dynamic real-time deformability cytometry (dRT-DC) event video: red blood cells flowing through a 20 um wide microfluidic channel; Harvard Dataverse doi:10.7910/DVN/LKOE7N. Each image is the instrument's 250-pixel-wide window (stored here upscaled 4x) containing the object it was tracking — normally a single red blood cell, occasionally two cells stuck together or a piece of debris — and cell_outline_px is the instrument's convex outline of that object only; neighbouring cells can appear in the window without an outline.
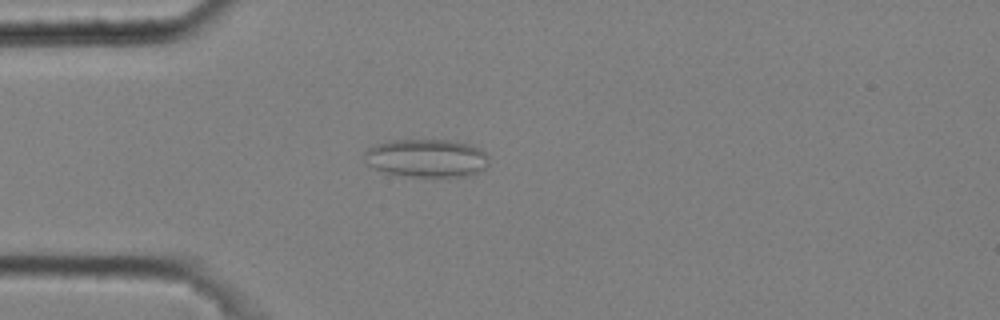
{"species": "common noctule bat (a hibernating species)", "species_latin": "Nyctalus noctula", "temperature_condition": "cold", "stored_images_in_passage": 50, "camera_frame_rate_fps": 3000, "um_per_image_px": 0.085, "animal": {"sex": "male", "body_mass_g": 20.4}, "frame": {"image": 1, "passage_image": 13, "time_ms": 4.0, "image_size_px": [1000, 320], "cell_outline_px": [[488, 164], [484, 168], [468, 176], [404, 176], [384, 172], [368, 164], [364, 156], [364, 152], [368, 148], [376, 144], [388, 140], [448, 140], [472, 144], [488, 152]], "centroid_in_image_um": [36.28, 13.42], "position_along_channel_um": 48.7, "area_um2": 27.74}}
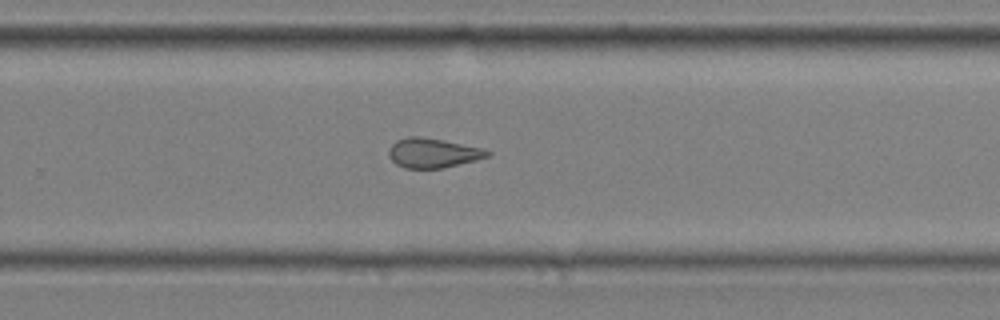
{"frame": {"image": 2, "passage_image": 34, "time_ms": 11.0, "image_size_px": [1000, 320], "cell_outline_px": [[492, 152], [488, 156], [476, 160], [444, 168], [404, 168], [396, 164], [388, 156], [388, 148], [396, 140], [408, 136], [420, 136], [444, 140], [484, 148]], "centroid_in_image_um": [36.78, 12.99], "position_along_channel_um": 293.0, "area_um2": 17.17}}
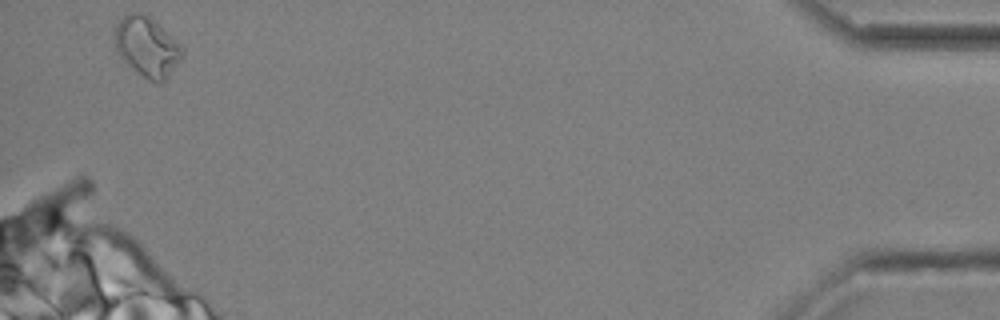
{"frame": {"image": 3, "passage_image": 50, "time_ms": 16.333, "image_size_px": [1000, 320], "cell_outline_px": [[184, 56], [168, 76], [160, 84], [144, 76], [124, 60], [120, 56], [116, 48], [112, 32], [116, 24], [124, 16], [132, 12], [144, 12], [176, 40], [180, 44], [184, 52]], "centroid_in_image_um": [12.49, 3.94], "position_along_channel_um": 422.7, "area_um2": 23.24}, "authors_computed_cell_mechanics": {"area_um2": 18.1203, "velocity_mm_per_s": 3.6413, "shape_relaxation_time_tau1_ms": null, "shape_relaxation_time_tau2_ms": 2.013, "deformation_change_tau1": null, "deformation_change_tau2": 0.1023}}